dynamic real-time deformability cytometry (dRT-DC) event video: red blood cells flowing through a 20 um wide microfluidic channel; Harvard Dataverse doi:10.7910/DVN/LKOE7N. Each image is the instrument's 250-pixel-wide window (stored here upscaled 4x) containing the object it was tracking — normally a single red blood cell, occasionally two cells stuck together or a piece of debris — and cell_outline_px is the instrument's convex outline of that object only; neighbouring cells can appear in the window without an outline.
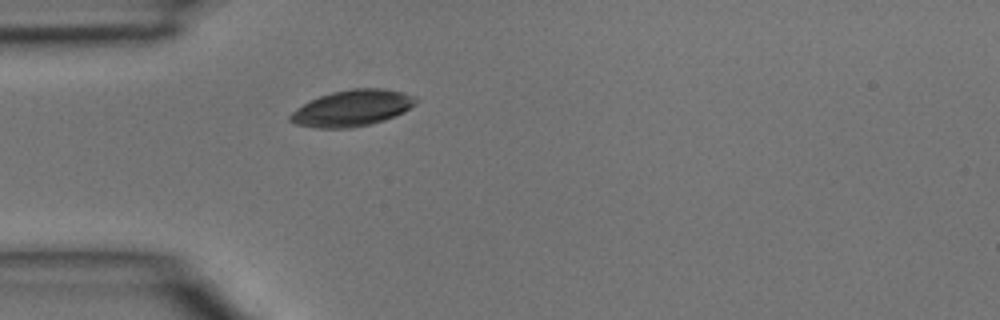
{"species": "common noctule bat (a hibernating species)", "species_latin": "Nyctalus noctula", "temperature_condition": "room temperature", "stored_images_in_passage": 33, "camera_frame_rate_fps": 3000, "um_per_image_px": 0.085, "animal": {"sex": "male", "body_mass_g": 15.6}, "frame": {"image": 1, "passage_image": 1, "time_ms": 0.0, "image_size_px": [1000, 320], "cell_outline_px": [[420, 100], [416, 104], [404, 112], [384, 120], [352, 128], [316, 128], [296, 124], [288, 120], [288, 116], [292, 112], [304, 104], [320, 96], [332, 92], [352, 88], [384, 88], [404, 92]], "centroid_in_image_um": [29.96, 9.19], "position_along_channel_um": 55.0, "area_um2": 26.47}}
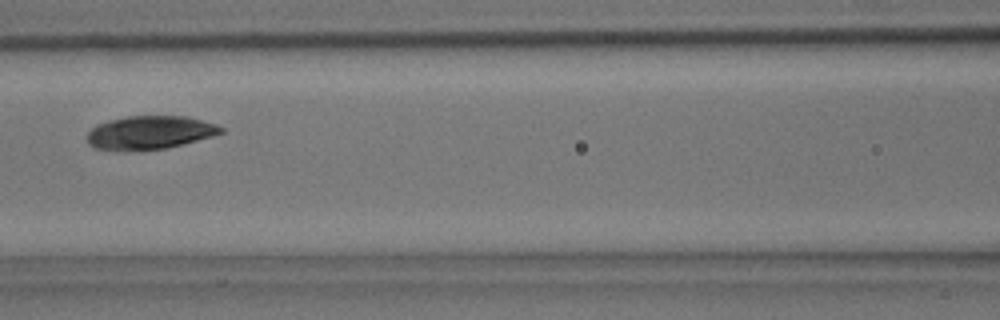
{"frame": {"image": 2, "passage_image": 8, "time_ms": 2.333, "image_size_px": [1000, 320], "cell_outline_px": [[224, 132], [212, 136], [184, 144], [168, 148], [128, 152], [124, 152], [96, 148], [88, 144], [88, 132], [96, 124], [108, 120], [128, 116], [184, 116], [216, 124], [224, 128]], "centroid_in_image_um": [12.71, 11.29], "position_along_channel_um": 153.9, "area_um2": 26.36}}
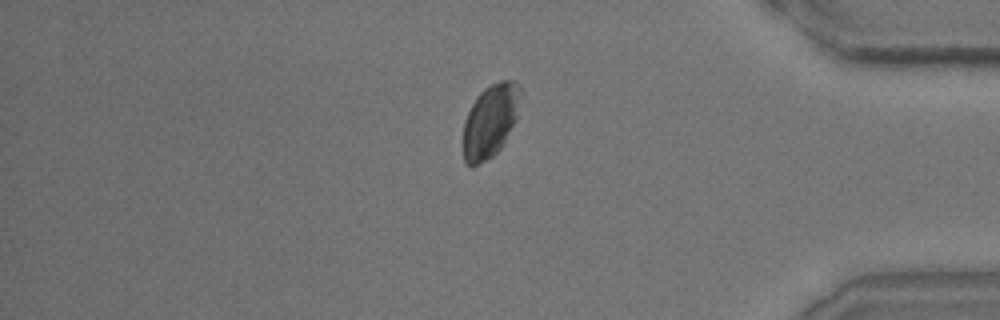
{"frame": {"image": 3, "passage_image": 26, "time_ms": 8.333, "image_size_px": [1000, 320], "cell_outline_px": [[524, 96], [516, 120], [504, 144], [492, 156], [472, 168], [464, 160], [464, 124], [468, 112], [476, 96], [484, 88], [500, 80], [516, 80], [520, 84], [524, 92]], "centroid_in_image_um": [41.75, 10.21], "position_along_channel_um": 393.4, "area_um2": 24.97}}